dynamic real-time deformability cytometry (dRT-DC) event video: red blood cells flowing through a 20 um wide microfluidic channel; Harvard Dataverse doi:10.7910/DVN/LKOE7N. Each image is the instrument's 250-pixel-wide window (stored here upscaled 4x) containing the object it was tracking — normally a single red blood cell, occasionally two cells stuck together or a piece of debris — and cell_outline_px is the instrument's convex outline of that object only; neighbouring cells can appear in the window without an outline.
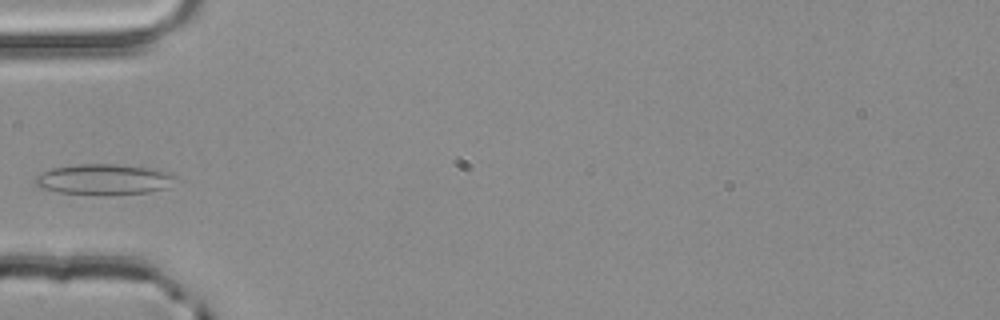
{"species": "common noctule bat (a hibernating species)", "species_latin": "Nyctalus noctula", "temperature_condition": "room temperature", "stored_images_in_passage": 3, "camera_frame_rate_fps": 3000, "um_per_image_px": 0.085, "animal": {"sex": "male", "body_mass_g": 20.4}, "frame": {"image": 1, "passage_image": 3, "time_ms": 0.667, "image_size_px": [1000, 320], "cell_outline_px": [[176, 176], [164, 188], [148, 192], [108, 196], [100, 196], [56, 192], [40, 188], [32, 180], [36, 176], [52, 168], [76, 164], [112, 164], [156, 168], [168, 172]], "centroid_in_image_um": [8.77, 15.26], "position_along_channel_um": 76.2, "area_um2": 25.37}}